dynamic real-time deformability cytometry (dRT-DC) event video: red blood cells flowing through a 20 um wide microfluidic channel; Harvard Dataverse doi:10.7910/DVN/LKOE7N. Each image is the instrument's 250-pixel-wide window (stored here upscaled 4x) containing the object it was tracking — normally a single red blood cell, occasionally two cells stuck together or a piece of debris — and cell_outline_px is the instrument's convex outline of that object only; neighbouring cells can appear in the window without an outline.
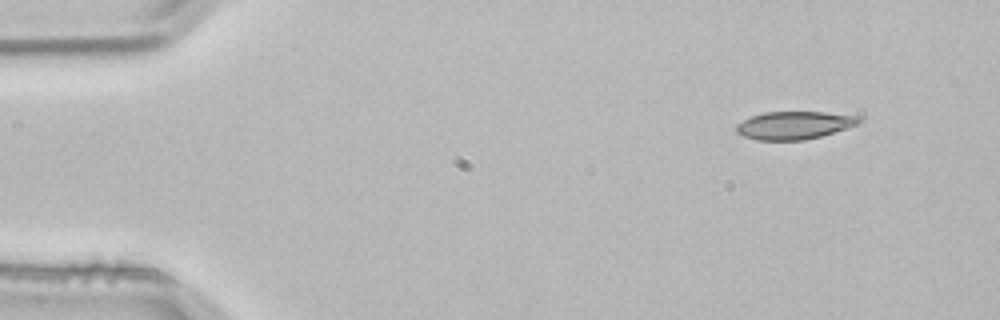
{"species": "common noctule bat (a hibernating species)", "species_latin": "Nyctalus noctula", "temperature_condition": "room temperature", "stored_images_in_passage": 3, "camera_frame_rate_fps": 3000, "um_per_image_px": 0.085, "animal": {"sex": "male", "body_mass_g": 21.5, "forearm_length_mm": 52.0}, "frame": {"image": 1, "passage_image": 1, "time_ms": 0.0, "image_size_px": [1000, 320], "cell_outline_px": [[860, 120], [856, 124], [820, 136], [804, 140], [756, 140], [744, 136], [736, 132], [736, 124], [752, 116], [764, 112], [824, 112], [860, 116]], "centroid_in_image_um": [67.45, 10.64], "position_along_channel_um": 17.5, "area_um2": 19.59}}
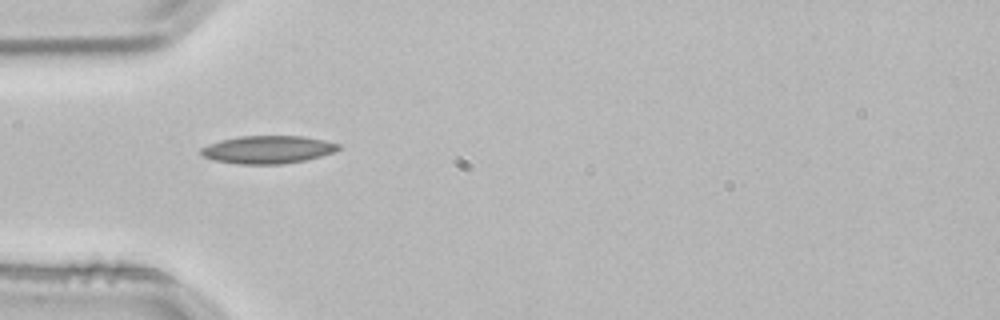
{"frame": {"image": 2, "passage_image": 3, "time_ms": 0.667, "image_size_px": [1000, 320], "cell_outline_px": [[340, 148], [332, 152], [320, 156], [304, 160], [284, 164], [240, 164], [212, 160], [204, 156], [200, 152], [200, 148], [208, 144], [220, 140], [240, 136], [304, 136], [324, 140], [340, 144]], "centroid_in_image_um": [22.74, 12.71], "position_along_channel_um": 62.3, "area_um2": 22.25}}